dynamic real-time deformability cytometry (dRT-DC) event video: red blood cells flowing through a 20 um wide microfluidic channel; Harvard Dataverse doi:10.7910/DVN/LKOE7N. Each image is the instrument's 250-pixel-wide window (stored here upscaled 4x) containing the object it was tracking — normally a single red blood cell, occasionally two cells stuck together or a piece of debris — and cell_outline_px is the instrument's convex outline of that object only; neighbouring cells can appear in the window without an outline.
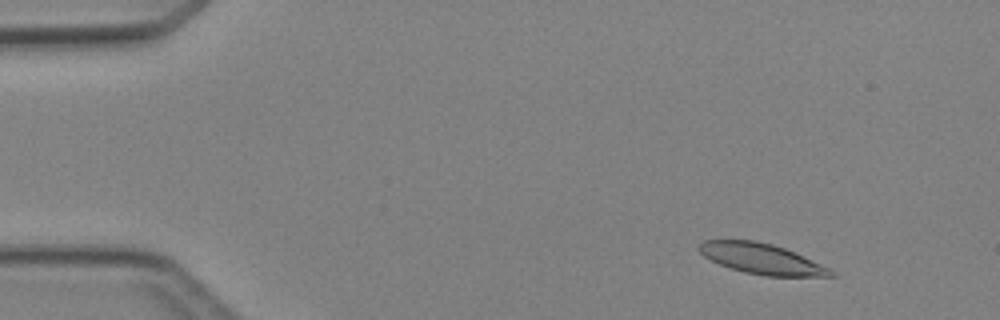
{"species": "Egyptian fruit bat (a non-hibernating species)", "species_latin": "Rousettus aegyptiacus", "temperature_condition": "cold", "stored_images_in_passage": 3, "camera_frame_rate_fps": 3000, "um_per_image_px": 0.085, "animal": {"sex": "female"}, "frame": {"image": 1, "passage_image": 1, "time_ms": 0.0, "image_size_px": [1000, 320], "cell_outline_px": [[836, 276], [764, 276], [744, 272], [720, 264], [704, 256], [696, 248], [704, 240], [756, 240], [772, 244], [784, 248], [828, 268], [836, 272]], "centroid_in_image_um": [64.7, 21.99], "position_along_channel_um": 20.3, "area_um2": 23.06}}